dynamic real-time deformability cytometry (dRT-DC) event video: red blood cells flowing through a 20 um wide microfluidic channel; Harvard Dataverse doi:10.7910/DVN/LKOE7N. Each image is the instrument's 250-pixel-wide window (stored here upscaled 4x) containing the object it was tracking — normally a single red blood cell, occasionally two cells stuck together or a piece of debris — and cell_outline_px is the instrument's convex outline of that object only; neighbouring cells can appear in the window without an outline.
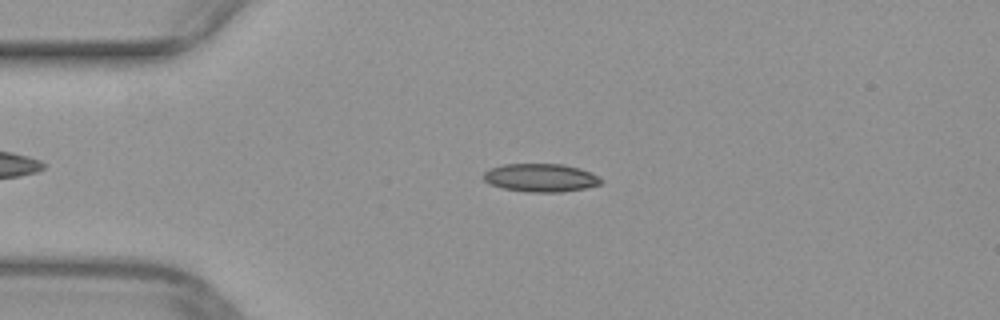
{"species": "common noctule bat (a hibernating species)", "species_latin": "Nyctalus noctula", "temperature_condition": "warm", "stored_images_in_passage": 45, "camera_frame_rate_fps": 3000, "um_per_image_px": 0.085, "animal": {"sex": "female", "body_mass_g": 29.2, "forearm_length_mm": 56.3}, "frame": {"image": 1, "passage_image": 11, "time_ms": 3.333, "image_size_px": [1000, 320], "cell_outline_px": [[604, 180], [600, 184], [584, 188], [560, 192], [528, 192], [504, 188], [492, 184], [484, 180], [484, 172], [488, 168], [504, 164], [564, 164], [580, 168], [592, 172]], "centroid_in_image_um": [45.98, 15.09], "position_along_channel_um": 39.0, "area_um2": 19.31}}
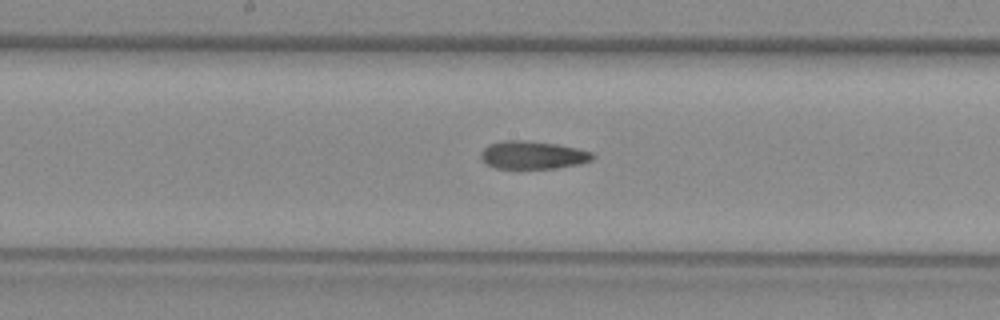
{"frame": {"image": 2, "passage_image": 25, "time_ms": 8.0, "image_size_px": [1000, 320], "cell_outline_px": [[596, 156], [592, 160], [580, 164], [556, 168], [496, 168], [484, 164], [480, 160], [480, 152], [488, 144], [504, 140], [520, 140], [556, 144], [576, 148], [592, 152]], "centroid_in_image_um": [45.25, 13.18], "position_along_channel_um": 203.0, "area_um2": 18.32}}
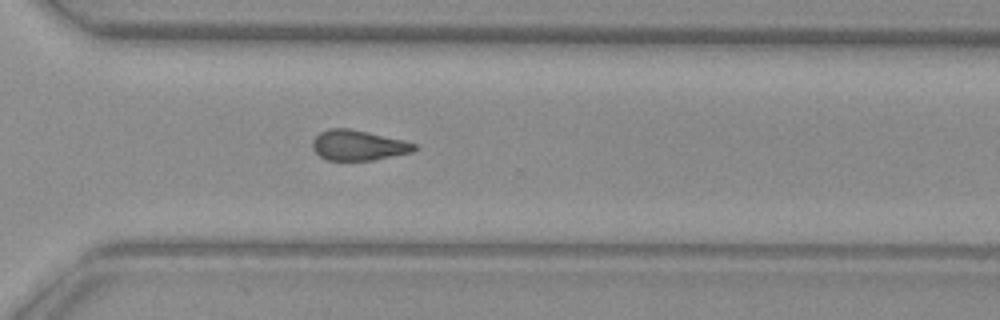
{"frame": {"image": 3, "passage_image": 35, "time_ms": 11.333, "image_size_px": [1000, 320], "cell_outline_px": [[416, 148], [412, 152], [372, 160], [328, 160], [320, 156], [312, 148], [312, 140], [320, 132], [328, 128], [348, 128], [368, 132], [404, 140], [416, 144]], "centroid_in_image_um": [30.43, 12.34], "position_along_channel_um": 340.2, "area_um2": 17.86}}